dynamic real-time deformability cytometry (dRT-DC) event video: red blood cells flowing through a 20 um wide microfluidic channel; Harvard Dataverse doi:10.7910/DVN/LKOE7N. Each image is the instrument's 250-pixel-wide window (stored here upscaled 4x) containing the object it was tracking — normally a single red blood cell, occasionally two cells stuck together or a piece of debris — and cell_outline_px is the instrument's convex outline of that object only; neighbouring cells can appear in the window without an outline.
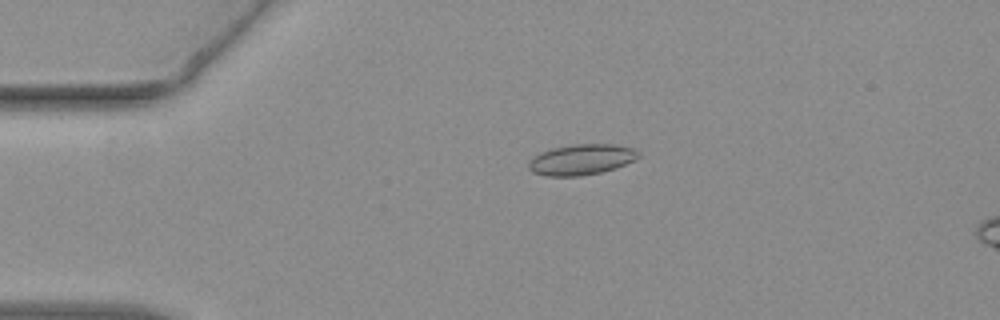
{"species": "common noctule bat (a hibernating species)", "species_latin": "Nyctalus noctula", "temperature_condition": "warm", "stored_images_in_passage": 43, "camera_frame_rate_fps": 3000, "um_per_image_px": 0.085, "animal": {"sex": "female", "body_mass_g": 19.3, "forearm_length_mm": 54.1}, "frame": {"image": 1, "passage_image": 1, "time_ms": 0.0, "image_size_px": [1000, 320], "cell_outline_px": [[640, 156], [636, 160], [616, 168], [600, 172], [580, 176], [548, 176], [532, 172], [528, 168], [528, 164], [540, 152], [552, 148], [572, 144], [612, 144], [636, 148], [640, 152]], "centroid_in_image_um": [49.48, 13.55], "position_along_channel_um": 35.5, "area_um2": 19.71}}
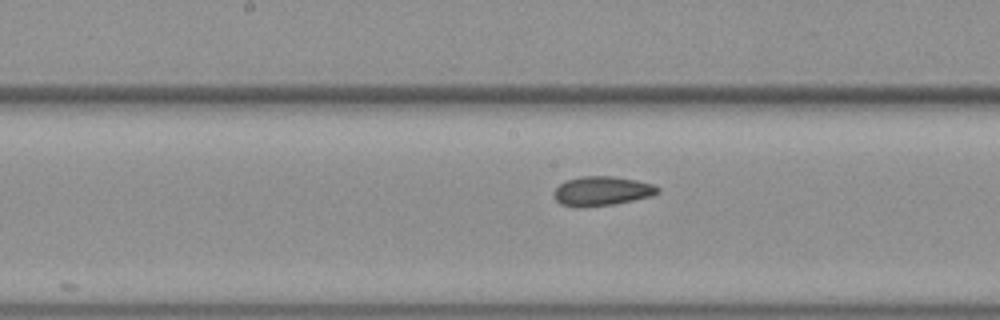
{"frame": {"image": 2, "passage_image": 17, "time_ms": 5.333, "image_size_px": [1000, 320], "cell_outline_px": [[660, 192], [652, 196], [612, 204], [580, 208], [560, 204], [556, 200], [552, 192], [560, 184], [568, 180], [580, 176], [612, 176], [636, 180], [652, 184], [660, 188]], "centroid_in_image_um": [51.14, 16.24], "position_along_channel_um": 197.1, "area_um2": 17.74}}
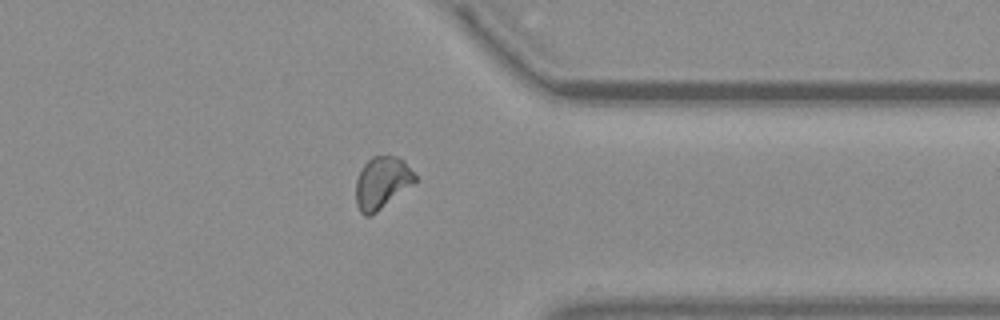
{"frame": {"image": 3, "passage_image": 32, "time_ms": 10.333, "image_size_px": [1000, 320], "cell_outline_px": [[416, 180], [412, 184], [376, 212], [368, 216], [364, 216], [360, 212], [356, 204], [356, 180], [364, 164], [372, 156], [396, 156], [404, 160], [416, 176]], "centroid_in_image_um": [32.44, 15.52], "position_along_channel_um": 379.0, "area_um2": 17.63}, "authors_computed_cell_mechanics": {"area_um2": 17.7446, "velocity_mm_per_s": 3.7814, "shape_relaxation_time_tau1_ms": 10.0093, "shape_relaxation_time_tau2_ms": 3.078, "deformation_change_tau1": 0.1714, "deformation_change_tau2": 0.0834}}